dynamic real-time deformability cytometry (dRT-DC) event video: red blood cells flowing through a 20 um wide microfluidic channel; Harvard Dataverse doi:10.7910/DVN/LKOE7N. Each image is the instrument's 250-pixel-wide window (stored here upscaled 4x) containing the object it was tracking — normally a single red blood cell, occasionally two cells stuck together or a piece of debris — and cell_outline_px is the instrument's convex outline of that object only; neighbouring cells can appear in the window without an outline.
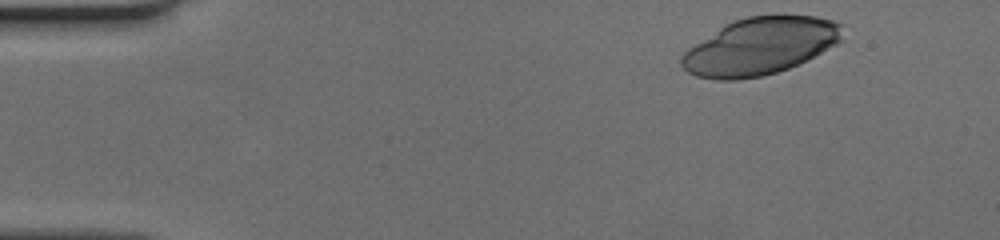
{"species": "human", "species_latin": "Homo sapiens", "temperature_condition": "cold", "stored_images_in_passage": 45, "camera_frame_rate_fps": 3000, "um_per_image_px": 0.085, "donor": {"sex": "female"}, "frame": {"image": 1, "passage_image": 1, "time_ms": 0.0, "image_size_px": [1000, 240], "cell_outline_px": [[844, 24], [840, 40], [836, 44], [788, 68], [776, 72], [760, 76], [736, 80], [716, 80], [696, 76], [688, 72], [680, 64], [680, 56], [688, 48], [724, 24], [748, 16], [784, 12], [816, 16], [832, 20]], "centroid_in_image_um": [64.6, 3.88], "position_along_channel_um": 20.4, "area_um2": 54.04}}